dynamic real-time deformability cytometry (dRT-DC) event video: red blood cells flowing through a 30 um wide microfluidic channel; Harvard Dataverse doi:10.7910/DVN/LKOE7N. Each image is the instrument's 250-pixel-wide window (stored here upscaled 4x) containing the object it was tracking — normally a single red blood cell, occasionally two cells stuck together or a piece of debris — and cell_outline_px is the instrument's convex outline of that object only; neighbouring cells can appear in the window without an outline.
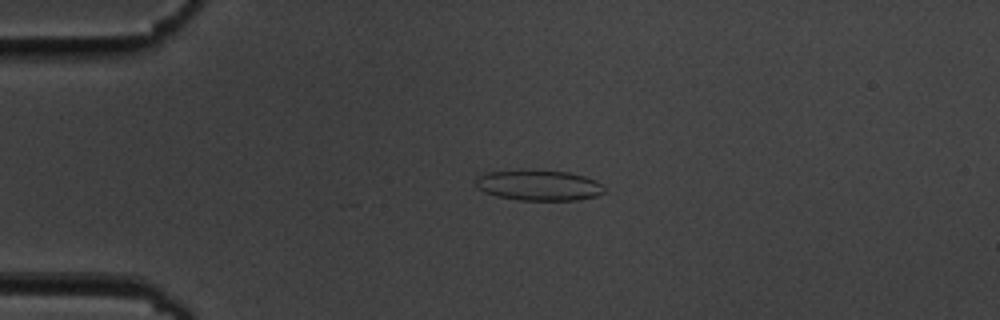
{"species": "common noctule bat (a hibernating species)", "species_latin": "Nyctalus noctula", "temperature_condition": "cold", "stored_images_in_passage": 10, "camera_frame_rate_fps": 3000, "um_per_image_px": 0.085, "animal": {"sex": "male", "body_mass_g": 19.5, "forearm_length_mm": 54.6}, "frame": {"image": 1, "passage_image": 2, "time_ms": 0.333, "image_size_px": [1000, 320], "cell_outline_px": [[604, 192], [596, 196], [576, 200], [516, 200], [496, 196], [484, 192], [476, 188], [476, 176], [484, 172], [568, 172], [584, 176], [596, 180], [604, 188]], "centroid_in_image_um": [45.77, 15.79], "position_along_channel_um": 39.2, "area_um2": 22.31}}